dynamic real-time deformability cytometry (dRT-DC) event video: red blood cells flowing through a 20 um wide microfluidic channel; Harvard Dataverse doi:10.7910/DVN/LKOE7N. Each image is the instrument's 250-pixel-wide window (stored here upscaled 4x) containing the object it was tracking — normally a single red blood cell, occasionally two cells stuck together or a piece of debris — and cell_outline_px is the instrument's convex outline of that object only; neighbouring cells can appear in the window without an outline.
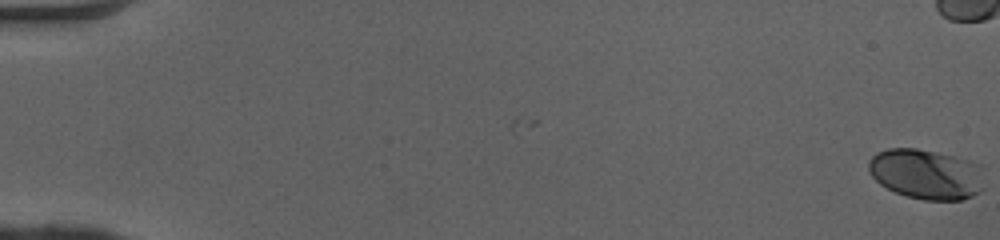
{"species": "human", "species_latin": "Homo sapiens", "temperature_condition": "cold", "stored_images_in_passage": 43, "camera_frame_rate_fps": 3000, "um_per_image_px": 0.085, "donor": {"sex": "female"}, "frame": {"image": 1, "passage_image": 1, "time_ms": 0.0, "image_size_px": [1000, 240], "cell_outline_px": [[984, 188], [980, 192], [972, 196], [960, 200], [924, 200], [908, 196], [896, 192], [880, 184], [872, 176], [868, 168], [868, 160], [876, 152], [888, 148], [916, 148], [952, 156], [968, 160], [980, 164]], "centroid_in_image_um": [78.73, 14.8], "position_along_channel_um": 6.3, "area_um2": 33.81}}
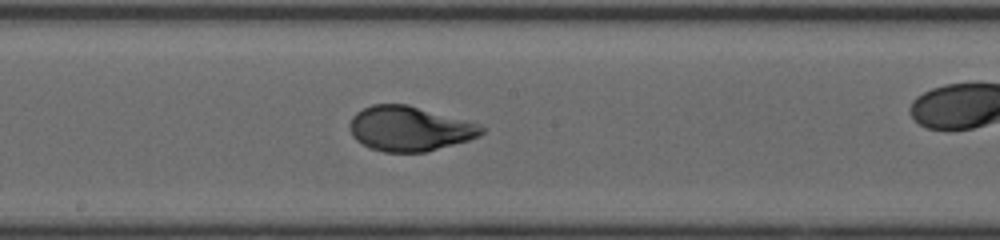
{"frame": {"image": 2, "passage_image": 30, "time_ms": 9.667, "image_size_px": [1000, 240], "cell_outline_px": [[484, 132], [480, 136], [468, 140], [424, 152], [384, 152], [372, 148], [356, 140], [352, 136], [348, 128], [348, 124], [352, 116], [356, 112], [372, 104], [408, 104], [480, 124], [484, 128]], "centroid_in_image_um": [34.78, 10.92], "position_along_channel_um": 213.4, "area_um2": 34.39}}
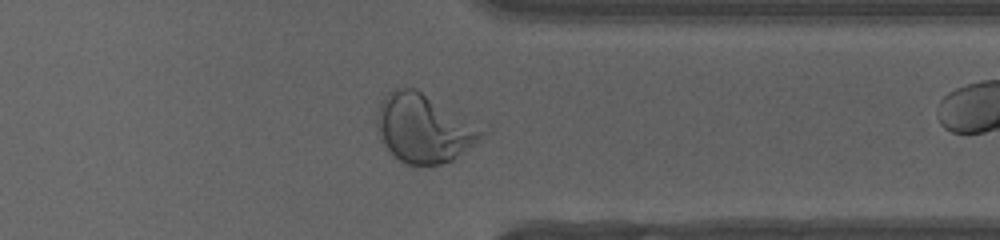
{"frame": {"image": 3, "passage_image": 42, "time_ms": 13.667, "image_size_px": [1000, 240], "cell_outline_px": [[488, 132], [484, 136], [452, 160], [440, 164], [404, 164], [392, 156], [388, 152], [380, 140], [376, 132], [376, 116], [380, 104], [384, 96], [392, 88], [416, 88]], "centroid_in_image_um": [35.94, 10.92], "position_along_channel_um": 375.5, "area_um2": 41.62}}